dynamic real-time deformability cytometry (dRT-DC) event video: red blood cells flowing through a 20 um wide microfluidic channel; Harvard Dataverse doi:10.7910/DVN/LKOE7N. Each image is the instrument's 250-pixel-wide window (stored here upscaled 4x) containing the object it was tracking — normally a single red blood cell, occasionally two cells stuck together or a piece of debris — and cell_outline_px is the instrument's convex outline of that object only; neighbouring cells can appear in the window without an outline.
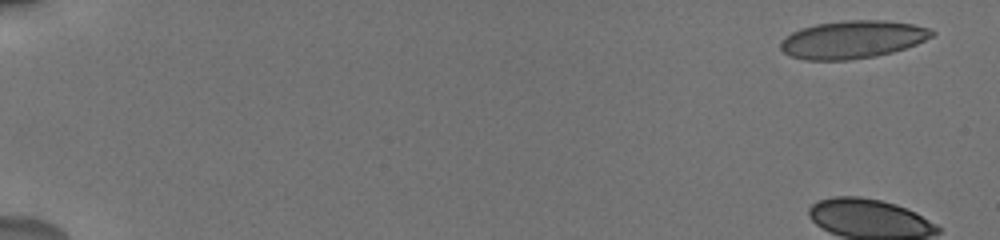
{"species": "human", "species_latin": "Homo sapiens", "temperature_condition": "cold", "stored_images_in_passage": 26, "camera_frame_rate_fps": 3000, "um_per_image_px": 0.085, "donor": {"sex": "male"}, "frame": {"image": 1, "passage_image": 1, "time_ms": 0.0, "image_size_px": [1000, 240], "cell_outline_px": [[936, 32], [932, 36], [916, 44], [892, 52], [876, 56], [848, 60], [804, 60], [788, 56], [780, 48], [780, 44], [784, 36], [800, 28], [816, 24], [844, 20], [884, 20], [912, 24], [928, 28]], "centroid_in_image_um": [72.42, 3.36], "position_along_channel_um": 12.6, "area_um2": 33.41}, "authors_computed_cell_mechanics": {"area_um2": 32.5992, "velocity_mm_per_s": 3.841, "shape_relaxation_time_tau1_ms": null, "shape_relaxation_time_tau2_ms": 3.4612, "deformation_change_tau1": null, "deformation_change_tau2": 0.0544}}